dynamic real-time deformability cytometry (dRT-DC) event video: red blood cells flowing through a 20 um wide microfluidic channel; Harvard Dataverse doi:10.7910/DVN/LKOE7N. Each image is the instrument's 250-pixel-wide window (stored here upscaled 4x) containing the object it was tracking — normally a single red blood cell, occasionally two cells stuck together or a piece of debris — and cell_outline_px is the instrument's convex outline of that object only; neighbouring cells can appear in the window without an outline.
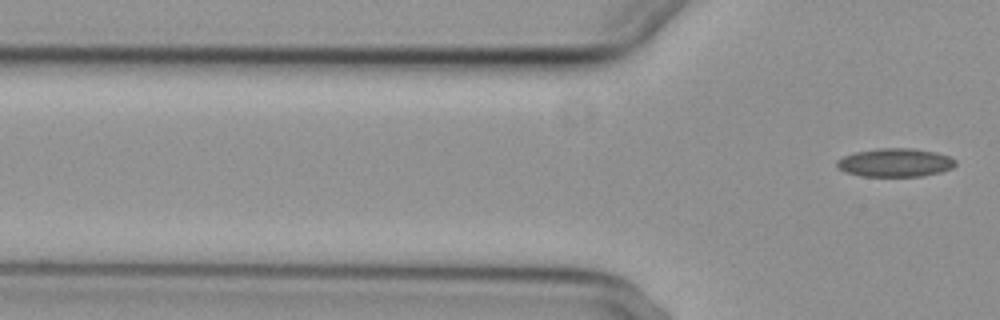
{"species": "common noctule bat (a hibernating species)", "species_latin": "Nyctalus noctula", "temperature_condition": "cold", "stored_images_in_passage": 6, "segment_of_instrument_passage": [2, 2], "camera_frame_rate_fps": 3000, "um_per_image_px": 0.085, "animal": {"sex": "female", "body_mass_g": 29.2, "forearm_length_mm": 56.3}, "frame": {"image": 1, "passage_image": 6, "time_ms": 6.333, "image_size_px": [1000, 320], "cell_outline_px": [[956, 164], [952, 168], [940, 172], [920, 176], [860, 176], [844, 172], [836, 168], [836, 160], [844, 156], [856, 152], [876, 148], [912, 148], [936, 152], [948, 156], [956, 160]], "centroid_in_image_um": [76.05, 13.82], "position_along_channel_um": 49.7, "area_um2": 19.77}}